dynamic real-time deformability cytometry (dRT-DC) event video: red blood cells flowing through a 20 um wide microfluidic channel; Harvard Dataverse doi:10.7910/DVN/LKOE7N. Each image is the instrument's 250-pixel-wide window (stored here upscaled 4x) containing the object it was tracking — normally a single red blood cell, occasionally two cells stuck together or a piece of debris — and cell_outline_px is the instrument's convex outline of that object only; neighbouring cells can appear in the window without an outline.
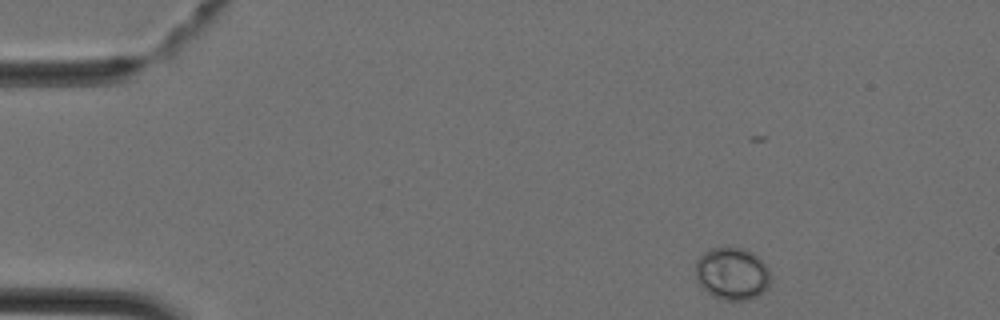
{"species": "Egyptian fruit bat (a non-hibernating species)", "species_latin": "Rousettus aegyptiacus", "temperature_condition": "cold", "stored_images_in_passage": 26, "camera_frame_rate_fps": 3000, "um_per_image_px": 0.085, "animal": {"sex": "female"}, "frame": {"image": 1, "passage_image": 1, "time_ms": 0.0, "image_size_px": [1000, 320], "cell_outline_px": [[768, 284], [764, 292], [748, 300], [724, 300], [712, 296], [696, 280], [696, 260], [704, 252], [712, 248], [744, 248], [752, 252], [768, 268]], "centroid_in_image_um": [62.2, 23.27], "position_along_channel_um": 22.8, "area_um2": 22.6}}
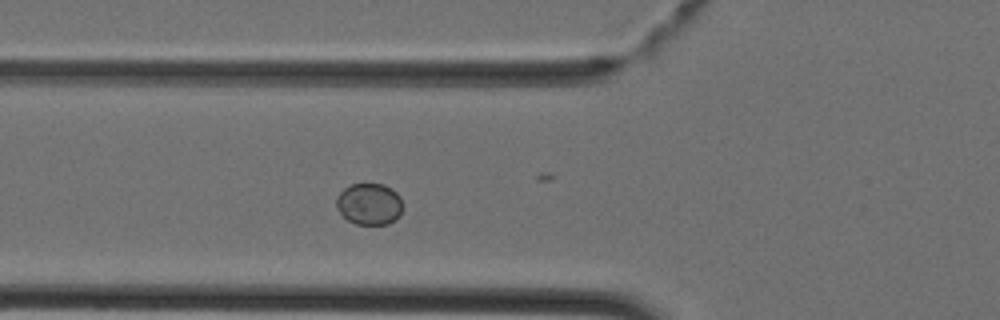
{"frame": {"image": 2, "passage_image": 11, "time_ms": 3.333, "image_size_px": [1000, 320], "cell_outline_px": [[400, 216], [396, 220], [388, 224], [356, 224], [348, 220], [340, 212], [336, 204], [336, 196], [344, 188], [352, 184], [384, 184], [392, 188], [400, 196]], "centroid_in_image_um": [31.38, 17.33], "position_along_channel_um": 94.4, "area_um2": 16.01}}
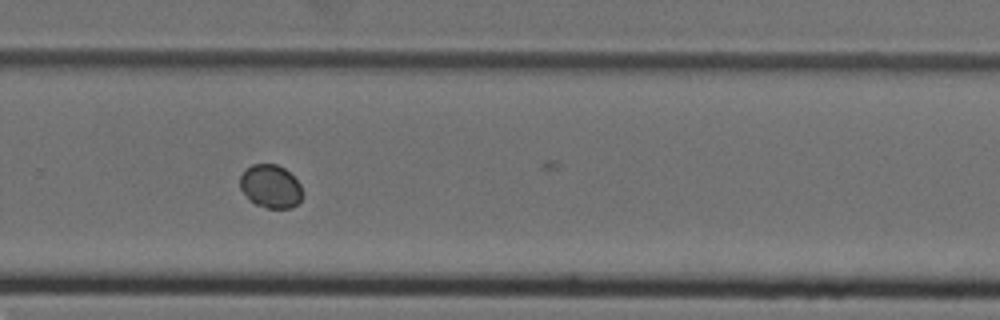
{"frame": {"image": 3, "passage_image": 25, "time_ms": 8.0, "image_size_px": [1000, 320], "cell_outline_px": [[304, 196], [292, 208], [268, 208], [256, 204], [240, 188], [240, 176], [244, 168], [252, 164], [276, 164], [284, 168], [300, 184]], "centroid_in_image_um": [23.01, 15.82], "position_along_channel_um": 306.8, "area_um2": 15.66}}